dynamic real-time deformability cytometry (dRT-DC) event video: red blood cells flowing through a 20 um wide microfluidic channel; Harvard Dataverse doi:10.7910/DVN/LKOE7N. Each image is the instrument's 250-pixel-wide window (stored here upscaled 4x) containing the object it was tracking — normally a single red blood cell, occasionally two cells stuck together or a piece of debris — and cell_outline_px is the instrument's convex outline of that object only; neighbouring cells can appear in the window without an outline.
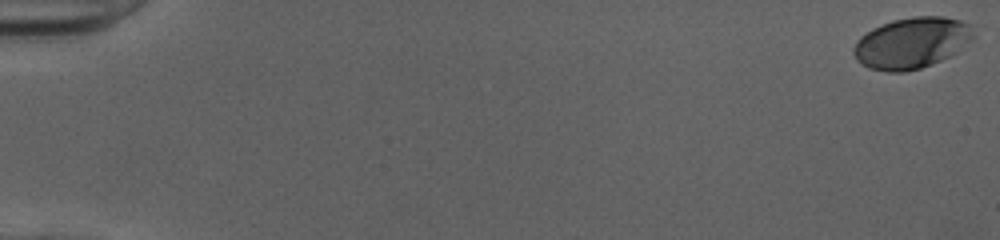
{"species": "human", "species_latin": "Homo sapiens", "temperature_condition": "cold", "stored_images_in_passage": 50, "camera_frame_rate_fps": 3000, "um_per_image_px": 0.085, "donor": {"sex": "female"}, "frame": {"image": 1, "passage_image": 1, "time_ms": 0.0, "image_size_px": [1000, 240], "cell_outline_px": [[976, 36], [956, 52], [940, 60], [920, 68], [904, 72], [888, 72], [868, 68], [856, 60], [852, 52], [852, 48], [856, 40], [860, 36], [872, 28], [892, 20], [912, 16], [944, 16], [960, 20], [968, 24]], "centroid_in_image_um": [77.45, 3.64], "position_along_channel_um": 7.6, "area_um2": 35.78}}
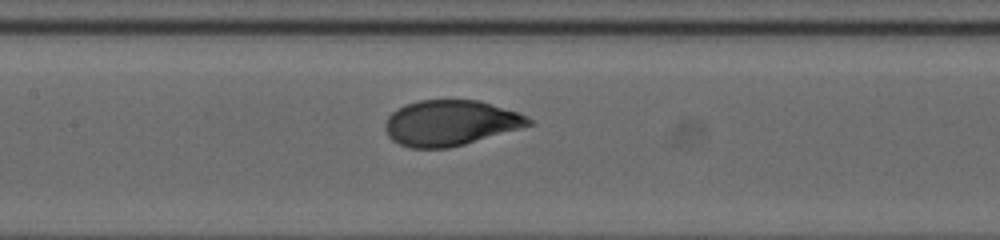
{"frame": {"image": 2, "passage_image": 27, "time_ms": 8.667, "image_size_px": [1000, 240], "cell_outline_px": [[536, 124], [464, 144], [448, 148], [408, 148], [392, 140], [388, 136], [384, 128], [384, 124], [388, 116], [392, 112], [404, 104], [420, 100], [480, 100], [516, 112], [532, 120]], "centroid_in_image_um": [38.25, 10.45], "position_along_channel_um": 169.1, "area_um2": 38.03}}
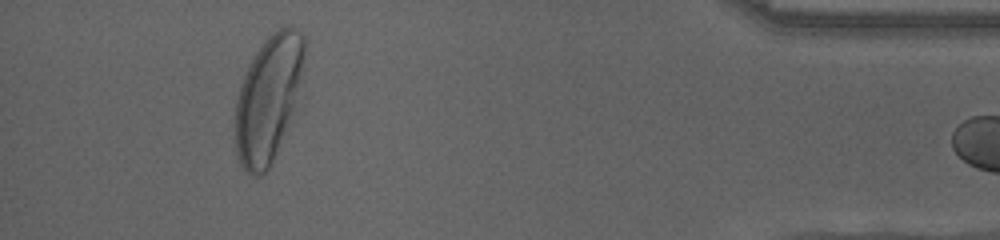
{"frame": {"image": 3, "passage_image": 49, "time_ms": 16.0, "image_size_px": [1000, 240], "cell_outline_px": [[304, 68], [292, 108], [288, 120], [272, 160], [268, 168], [260, 176], [252, 176], [240, 164], [236, 156], [236, 100], [240, 84], [256, 52], [268, 36], [272, 32], [288, 24], [300, 32], [304, 36]], "centroid_in_image_um": [22.78, 8.33], "position_along_channel_um": 412.4, "area_um2": 49.36}}